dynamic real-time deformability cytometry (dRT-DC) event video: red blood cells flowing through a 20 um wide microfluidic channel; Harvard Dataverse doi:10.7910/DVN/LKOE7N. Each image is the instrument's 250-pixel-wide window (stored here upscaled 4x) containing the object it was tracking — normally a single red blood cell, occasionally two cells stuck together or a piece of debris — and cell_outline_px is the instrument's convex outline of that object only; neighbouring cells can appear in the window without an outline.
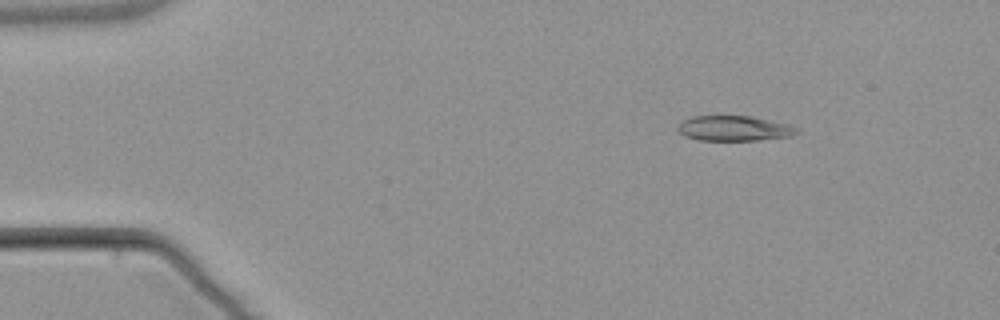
{"species": "common noctule bat (a hibernating species)", "species_latin": "Nyctalus noctula", "temperature_condition": "warm", "stored_images_in_passage": 5, "camera_frame_rate_fps": 3000, "um_per_image_px": 0.085, "animal": {"sex": "male", "body_mass_g": 21.5, "forearm_length_mm": 52.0}, "frame": {"image": 1, "passage_image": 3, "time_ms": 2.333, "image_size_px": [1000, 320], "cell_outline_px": [[800, 132], [792, 136], [756, 140], [700, 140], [684, 136], [676, 128], [676, 124], [680, 120], [692, 116], [748, 116], [788, 124], [796, 128]], "centroid_in_image_um": [62.33, 10.91], "position_along_channel_um": 22.7, "area_um2": 17.46}}